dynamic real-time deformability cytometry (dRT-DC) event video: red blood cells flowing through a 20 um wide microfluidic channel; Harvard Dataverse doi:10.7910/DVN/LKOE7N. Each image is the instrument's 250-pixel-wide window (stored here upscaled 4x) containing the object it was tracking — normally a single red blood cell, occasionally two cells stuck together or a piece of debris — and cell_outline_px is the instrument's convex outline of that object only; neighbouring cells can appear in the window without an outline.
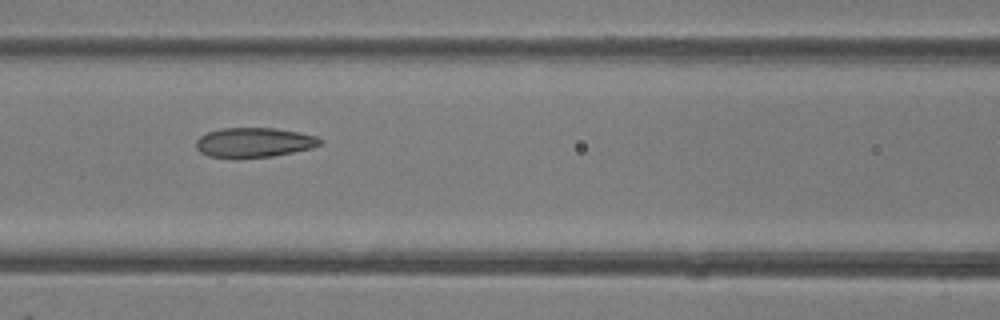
{"species": "common noctule bat (a hibernating species)", "species_latin": "Nyctalus noctula", "temperature_condition": "room temperature", "stored_images_in_passage": 8, "camera_frame_rate_fps": 3000, "um_per_image_px": 0.085, "animal": {"sex": "female"}, "frame": {"image": 1, "passage_image": 7, "time_ms": 2.0, "image_size_px": [1000, 320], "cell_outline_px": [[324, 140], [320, 144], [312, 148], [272, 156], [236, 160], [208, 156], [200, 152], [196, 148], [196, 140], [200, 136], [208, 132], [220, 128], [276, 128], [300, 132], [316, 136]], "centroid_in_image_um": [21.56, 12.13], "position_along_channel_um": 145.0, "area_um2": 21.96}}
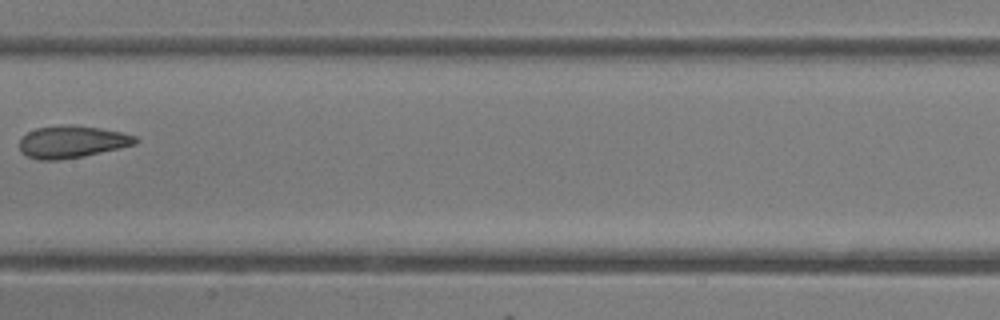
{"frame": {"image": 2, "passage_image": 8, "time_ms": 2.333, "image_size_px": [1000, 320], "cell_outline_px": [[140, 140], [136, 144], [84, 156], [56, 160], [40, 160], [28, 156], [20, 152], [20, 140], [28, 132], [36, 128], [72, 124], [100, 128], [124, 132], [136, 136]], "centroid_in_image_um": [6.15, 12.05], "position_along_channel_um": 201.2, "area_um2": 21.73}}